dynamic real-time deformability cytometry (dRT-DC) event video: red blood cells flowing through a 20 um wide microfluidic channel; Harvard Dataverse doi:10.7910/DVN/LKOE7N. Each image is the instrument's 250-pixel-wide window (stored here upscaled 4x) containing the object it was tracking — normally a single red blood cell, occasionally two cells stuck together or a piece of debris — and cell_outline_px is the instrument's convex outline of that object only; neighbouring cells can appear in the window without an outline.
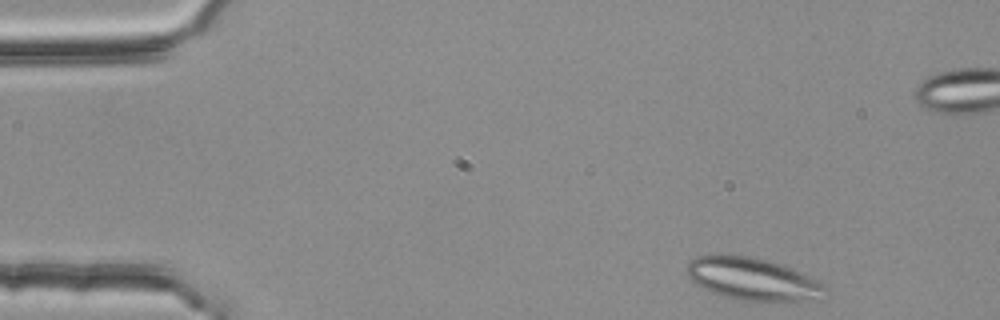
{"species": "common noctule bat (a hibernating species)", "species_latin": "Nyctalus noctula", "temperature_condition": "room temperature", "stored_images_in_passage": 4, "camera_frame_rate_fps": 3000, "um_per_image_px": 0.085, "animal": {"sex": "female", "body_mass_g": 25.1}, "frame": {"image": 1, "passage_image": 1, "time_ms": 0.0, "image_size_px": [1000, 320], "cell_outline_px": [[828, 288], [824, 300], [788, 304], [784, 304], [736, 300], [712, 292], [696, 284], [688, 276], [684, 268], [688, 260], [696, 256], [708, 252], [712, 252], [748, 256], [768, 260], [792, 268], [820, 280]], "centroid_in_image_um": [64.05, 23.75], "position_along_channel_um": 21.0, "area_um2": 36.41}}